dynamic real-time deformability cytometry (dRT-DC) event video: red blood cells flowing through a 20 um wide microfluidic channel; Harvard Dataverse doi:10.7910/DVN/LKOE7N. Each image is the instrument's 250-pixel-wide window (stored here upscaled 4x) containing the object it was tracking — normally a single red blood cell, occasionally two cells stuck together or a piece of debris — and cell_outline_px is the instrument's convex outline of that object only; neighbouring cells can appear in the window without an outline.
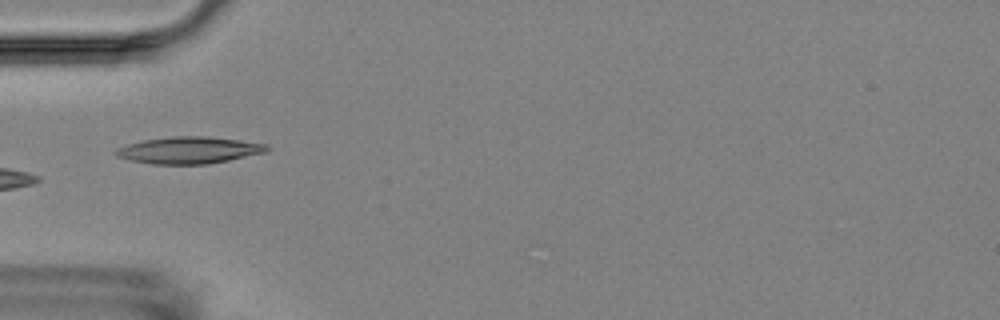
{"species": "Egyptian fruit bat (a non-hibernating species)", "species_latin": "Rousettus aegyptiacus", "temperature_condition": "room temperature", "stored_images_in_passage": 8, "camera_frame_rate_fps": 3000, "um_per_image_px": 0.085, "animal": {"sex": "female"}, "frame": {"image": 1, "passage_image": 4, "time_ms": 4.333, "image_size_px": [1000, 320], "cell_outline_px": [[272, 148], [268, 152], [208, 164], [152, 164], [132, 160], [116, 156], [112, 152], [116, 148], [128, 144], [144, 140], [172, 136], [208, 136], [240, 140], [268, 144]], "centroid_in_image_um": [16.1, 12.76], "position_along_channel_um": 68.9, "area_um2": 23.76}}
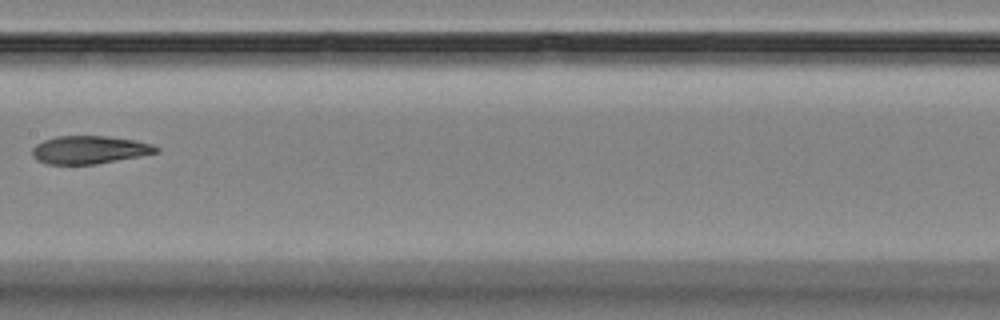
{"frame": {"image": 2, "passage_image": 7, "time_ms": 8.0, "image_size_px": [1000, 320], "cell_outline_px": [[160, 152], [140, 156], [96, 164], [44, 164], [36, 160], [32, 156], [32, 148], [36, 144], [44, 140], [56, 136], [108, 136], [136, 140], [152, 144], [160, 148]], "centroid_in_image_um": [7.6, 12.73], "position_along_channel_um": 199.8, "area_um2": 20.4}}
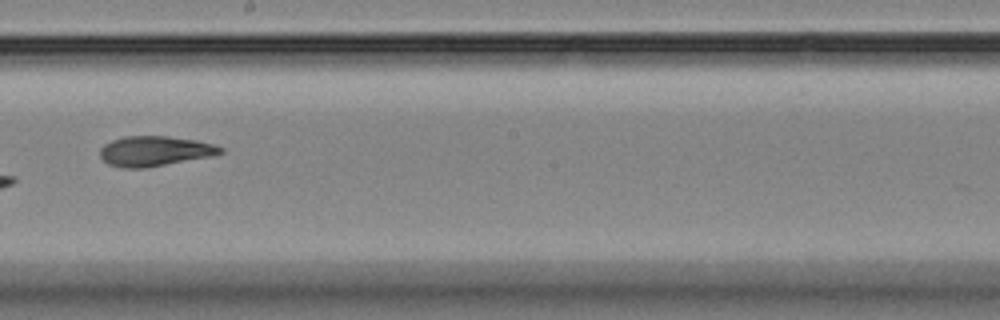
{"frame": {"image": 3, "passage_image": 8, "time_ms": 9.0, "image_size_px": [1000, 320], "cell_outline_px": [[224, 152], [212, 156], [144, 168], [124, 168], [108, 164], [100, 156], [100, 148], [104, 144], [112, 140], [124, 136], [168, 136], [196, 140], [212, 144], [224, 148]], "centroid_in_image_um": [13.14, 12.84], "position_along_channel_um": 235.1, "area_um2": 21.04}}